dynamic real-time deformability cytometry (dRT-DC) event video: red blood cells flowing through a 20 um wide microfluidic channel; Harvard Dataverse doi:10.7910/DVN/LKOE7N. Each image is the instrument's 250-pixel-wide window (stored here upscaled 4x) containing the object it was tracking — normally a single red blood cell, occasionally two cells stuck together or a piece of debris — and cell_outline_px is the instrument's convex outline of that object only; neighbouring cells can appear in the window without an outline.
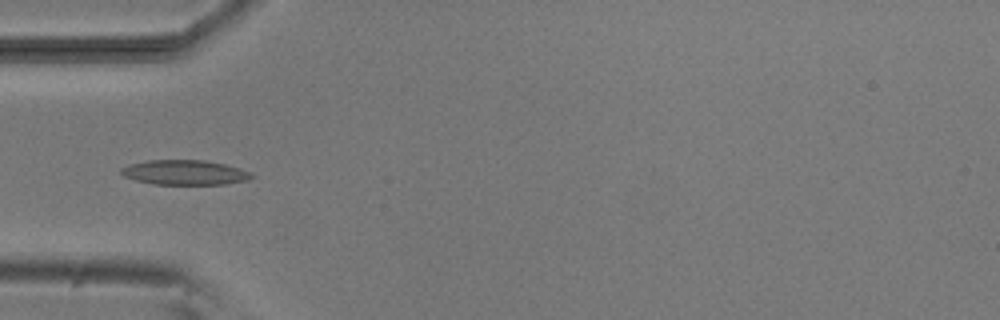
{"species": "common noctule bat (a hibernating species)", "species_latin": "Nyctalus noctula", "temperature_condition": "room temperature", "stored_images_in_passage": 14, "camera_frame_rate_fps": 3000, "um_per_image_px": 0.085, "animal": {"sex": "male", "body_mass_g": 20.5, "forearm_length_mm": 52.5}, "frame": {"image": 1, "passage_image": 4, "time_ms": 4.333, "image_size_px": [1000, 320], "cell_outline_px": [[256, 176], [248, 180], [224, 184], [152, 184], [136, 180], [124, 176], [120, 172], [120, 168], [128, 164], [148, 160], [204, 160], [224, 164], [248, 172]], "centroid_in_image_um": [15.65, 14.66], "position_along_channel_um": 69.3, "area_um2": 18.73}}
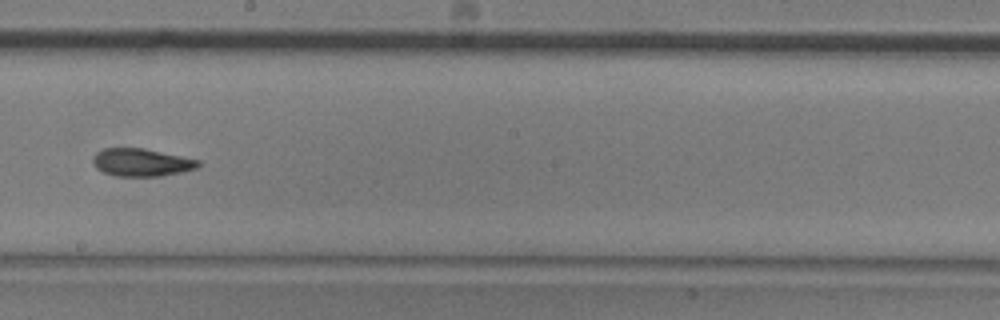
{"frame": {"image": 2, "passage_image": 8, "time_ms": 8.667, "image_size_px": [1000, 320], "cell_outline_px": [[200, 164], [196, 168], [180, 172], [160, 176], [116, 176], [104, 172], [96, 168], [92, 160], [92, 156], [96, 152], [104, 148], [144, 148], [200, 160]], "centroid_in_image_um": [11.99, 13.8], "position_along_channel_um": 236.2, "area_um2": 16.99}}
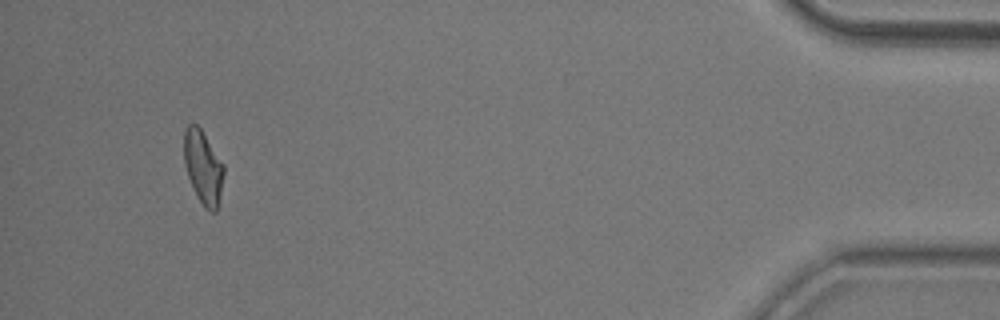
{"frame": {"image": 3, "passage_image": 13, "time_ms": 15.333, "image_size_px": [1000, 320], "cell_outline_px": [[224, 172], [216, 212], [212, 212], [204, 208], [188, 176], [184, 164], [184, 128], [188, 124], [196, 124], [200, 128], [224, 164]], "centroid_in_image_um": [17.26, 14.18], "position_along_channel_um": 417.9, "area_um2": 16.7}, "authors_computed_cell_mechanics": {"area_um2": 17.051, "velocity_mm_per_s": 3.827, "shape_relaxation_time_tau1_ms": null, "shape_relaxation_time_tau2_ms": 3.0779, "deformation_change_tau1": null, "deformation_change_tau2": 0.0736}}